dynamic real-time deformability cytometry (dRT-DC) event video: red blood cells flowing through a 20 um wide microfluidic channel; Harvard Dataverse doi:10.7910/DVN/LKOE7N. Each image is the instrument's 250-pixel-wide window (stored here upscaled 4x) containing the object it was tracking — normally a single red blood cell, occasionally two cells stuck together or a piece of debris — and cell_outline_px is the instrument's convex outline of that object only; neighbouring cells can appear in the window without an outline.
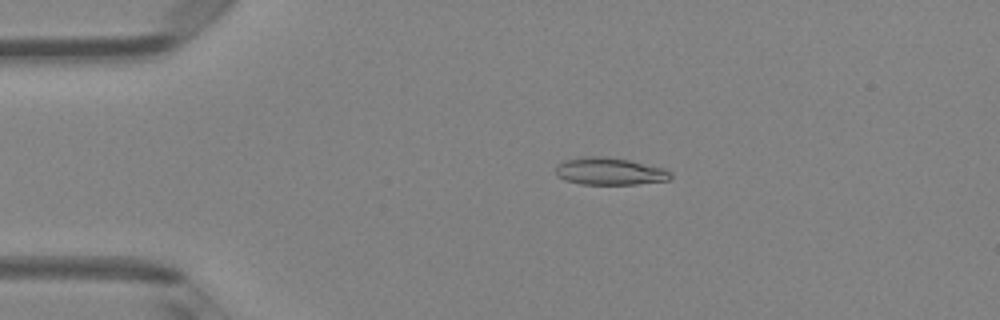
{"species": "Egyptian fruit bat (a non-hibernating species)", "species_latin": "Rousettus aegyptiacus", "temperature_condition": "room temperature", "stored_images_in_passage": 4, "camera_frame_rate_fps": 3000, "um_per_image_px": 0.085, "animal": {"sex": "female"}, "frame": {"image": 1, "passage_image": 3, "time_ms": 2.333, "image_size_px": [1000, 320], "cell_outline_px": [[672, 176], [668, 180], [636, 184], [580, 184], [564, 180], [556, 176], [556, 164], [564, 160], [588, 156], [604, 156], [628, 160], [664, 168], [672, 172]], "centroid_in_image_um": [51.79, 14.56], "position_along_channel_um": 33.2, "area_um2": 18.32}}